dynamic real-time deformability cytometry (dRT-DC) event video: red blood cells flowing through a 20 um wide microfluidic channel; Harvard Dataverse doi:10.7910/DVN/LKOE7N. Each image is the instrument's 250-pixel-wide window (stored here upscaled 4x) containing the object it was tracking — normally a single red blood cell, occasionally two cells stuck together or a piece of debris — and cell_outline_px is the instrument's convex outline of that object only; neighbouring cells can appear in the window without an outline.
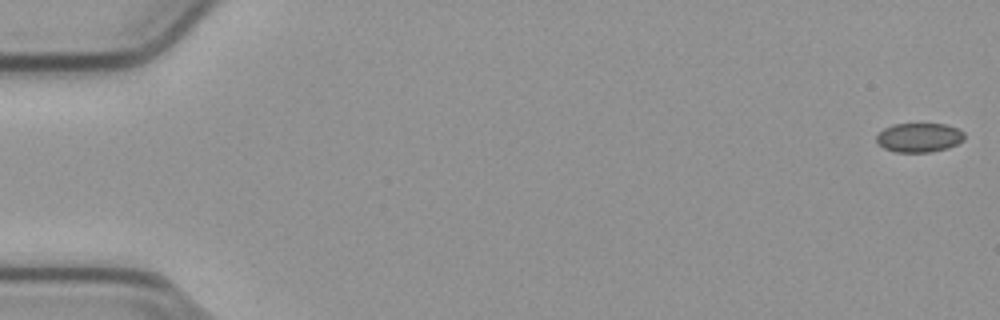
{"species": "common noctule bat (a hibernating species)", "species_latin": "Nyctalus noctula", "temperature_condition": "cold", "stored_images_in_passage": 48, "camera_frame_rate_fps": 3000, "um_per_image_px": 0.085, "animal": {"sex": "male", "body_mass_g": 23.1, "forearm_length_mm": 52.7}, "frame": {"image": 1, "passage_image": 1, "time_ms": 0.0, "image_size_px": [1000, 320], "cell_outline_px": [[964, 140], [948, 148], [928, 152], [896, 152], [884, 148], [876, 140], [876, 136], [884, 128], [892, 124], [944, 124], [956, 128], [964, 132]], "centroid_in_image_um": [78.12, 11.69], "position_along_channel_um": 6.9, "area_um2": 14.85}}
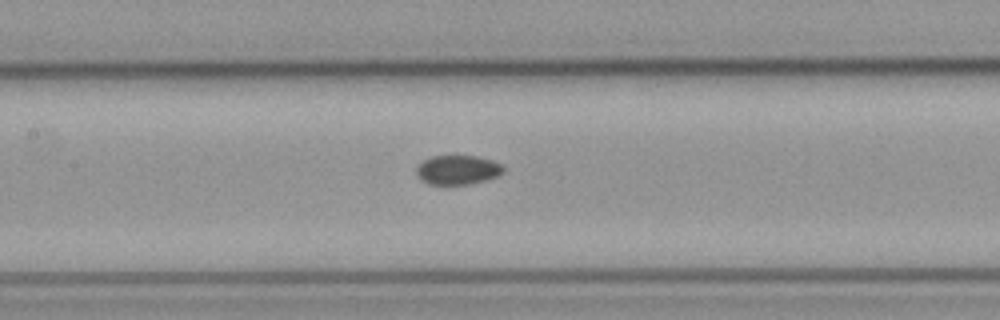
{"frame": {"image": 2, "passage_image": 26, "time_ms": 8.333, "image_size_px": [1000, 320], "cell_outline_px": [[504, 172], [496, 176], [484, 180], [468, 184], [428, 184], [420, 180], [416, 172], [416, 168], [424, 160], [432, 156], [476, 156], [492, 160], [504, 164]], "centroid_in_image_um": [38.91, 14.43], "position_along_channel_um": 168.5, "area_um2": 14.8}}
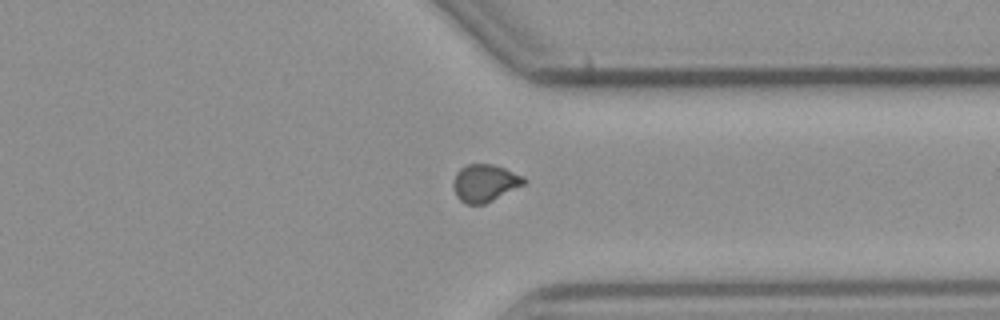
{"frame": {"image": 3, "passage_image": 42, "time_ms": 13.667, "image_size_px": [1000, 320], "cell_outline_px": [[528, 180], [524, 184], [484, 204], [464, 204], [456, 196], [452, 184], [452, 180], [456, 172], [460, 168], [468, 164], [492, 164], [504, 168], [524, 176]], "centroid_in_image_um": [41.18, 15.55], "position_along_channel_um": 370.2, "area_um2": 15.43}}